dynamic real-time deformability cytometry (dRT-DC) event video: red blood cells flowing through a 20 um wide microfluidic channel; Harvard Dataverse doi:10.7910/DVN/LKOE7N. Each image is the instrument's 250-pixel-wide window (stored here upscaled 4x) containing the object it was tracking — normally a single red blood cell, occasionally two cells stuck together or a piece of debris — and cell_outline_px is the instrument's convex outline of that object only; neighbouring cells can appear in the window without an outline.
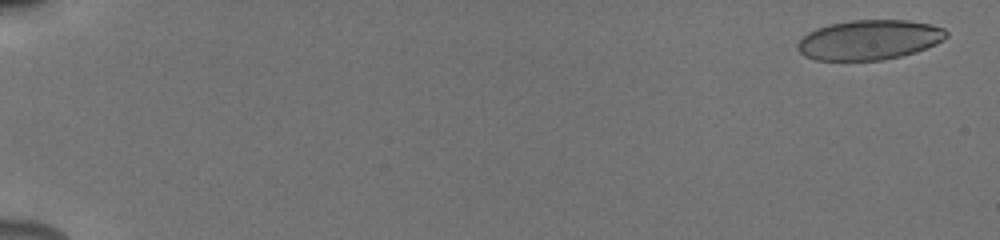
{"species": "human", "species_latin": "Homo sapiens", "temperature_condition": "cold", "stored_images_in_passage": 24, "camera_frame_rate_fps": 3000, "um_per_image_px": 0.085, "donor": {"sex": "male"}, "frame": {"image": 1, "passage_image": 2, "time_ms": 0.333, "image_size_px": [1000, 240], "cell_outline_px": [[948, 36], [944, 40], [936, 44], [916, 52], [900, 56], [880, 60], [816, 60], [804, 56], [796, 48], [796, 44], [808, 32], [816, 28], [828, 24], [852, 20], [908, 20], [932, 24], [944, 28], [948, 32]], "centroid_in_image_um": [73.9, 3.38], "position_along_channel_um": 11.1, "area_um2": 34.74}}
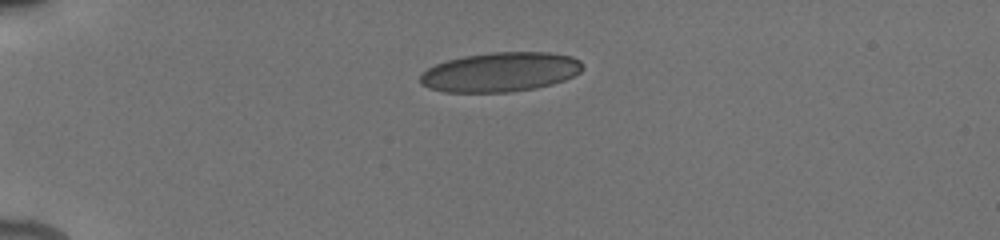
{"frame": {"image": 2, "passage_image": 13, "time_ms": 4.667, "image_size_px": [1000, 240], "cell_outline_px": [[584, 68], [580, 72], [564, 80], [552, 84], [536, 88], [512, 92], [444, 92], [428, 88], [420, 84], [420, 76], [428, 68], [436, 64], [448, 60], [464, 56], [492, 52], [548, 52], [572, 56], [580, 60]], "centroid_in_image_um": [42.54, 6.13], "position_along_channel_um": 42.5, "area_um2": 37.45}}
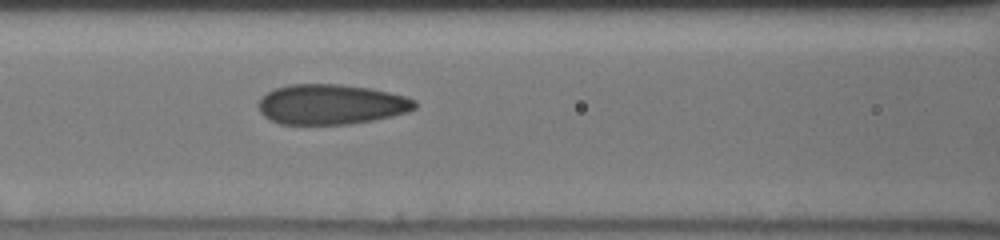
{"frame": {"image": 3, "passage_image": 24, "time_ms": 8.333, "image_size_px": [1000, 240], "cell_outline_px": [[416, 108], [408, 112], [392, 116], [372, 120], [348, 124], [280, 124], [264, 116], [260, 112], [256, 104], [268, 92], [276, 88], [288, 84], [340, 84], [368, 88], [388, 92], [404, 96], [416, 100]], "centroid_in_image_um": [28.14, 8.87], "position_along_channel_um": 138.5, "area_um2": 36.47}}